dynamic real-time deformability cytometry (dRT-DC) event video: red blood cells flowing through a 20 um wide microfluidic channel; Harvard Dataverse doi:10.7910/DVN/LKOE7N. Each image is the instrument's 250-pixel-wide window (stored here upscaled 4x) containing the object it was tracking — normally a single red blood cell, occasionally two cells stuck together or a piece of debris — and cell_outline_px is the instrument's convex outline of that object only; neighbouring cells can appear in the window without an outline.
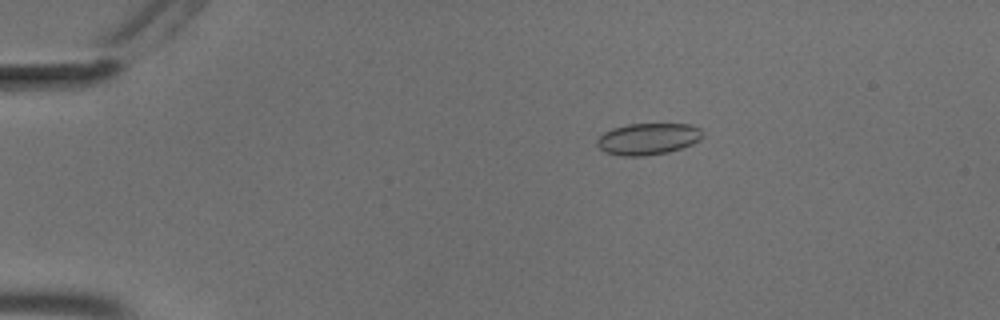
{"species": "common noctule bat (a hibernating species)", "species_latin": "Nyctalus noctula", "temperature_condition": "cold", "stored_images_in_passage": 50, "camera_frame_rate_fps": 3000, "um_per_image_px": 0.085, "animal": {"sex": "male", "body_mass_g": 18.8}, "frame": {"image": 1, "passage_image": 5, "time_ms": 1.333, "image_size_px": [1000, 320], "cell_outline_px": [[704, 136], [700, 140], [692, 144], [668, 152], [644, 156], [624, 156], [604, 152], [596, 144], [596, 140], [604, 132], [612, 128], [628, 124], [692, 124], [700, 128], [704, 132]], "centroid_in_image_um": [55.1, 11.8], "position_along_channel_um": 29.9, "area_um2": 19.59}}
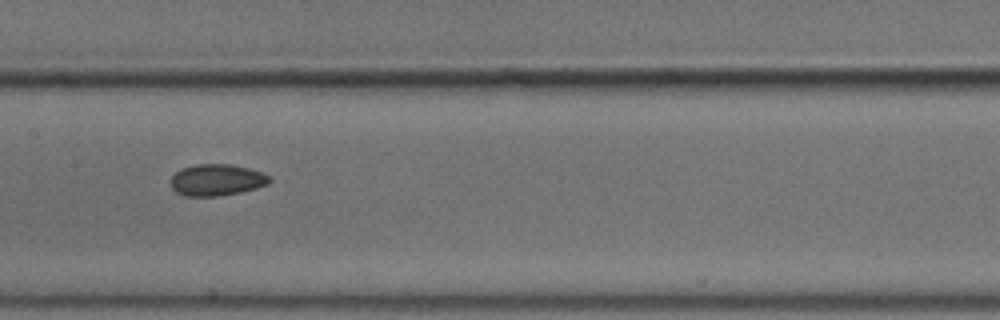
{"frame": {"image": 2, "passage_image": 23, "time_ms": 7.333, "image_size_px": [1000, 320], "cell_outline_px": [[272, 180], [268, 184], [256, 188], [240, 192], [220, 196], [184, 196], [176, 192], [172, 188], [172, 176], [176, 172], [184, 168], [196, 164], [232, 164], [248, 168], [260, 172], [268, 176]], "centroid_in_image_um": [18.43, 15.3], "position_along_channel_um": 189.0, "area_um2": 18.03}}
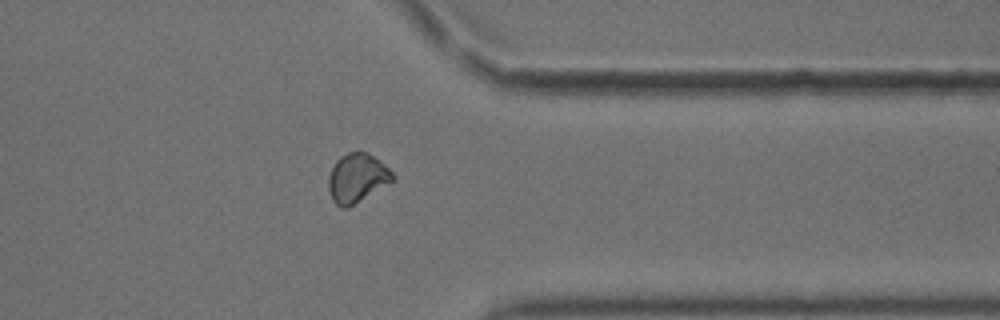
{"frame": {"image": 3, "passage_image": 39, "time_ms": 12.667, "image_size_px": [1000, 320], "cell_outline_px": [[396, 180], [348, 208], [344, 208], [336, 204], [332, 200], [328, 188], [328, 176], [336, 160], [340, 156], [348, 152], [368, 152], [380, 160], [396, 176]], "centroid_in_image_um": [30.37, 15.13], "position_along_channel_um": 381.0, "area_um2": 18.55}, "authors_computed_cell_mechanics": {"area_um2": 18.0625, "velocity_mm_per_s": 3.6908, "shape_relaxation_time_tau1_ms": 7.7983, "shape_relaxation_time_tau2_ms": 3.0911, "deformation_change_tau1": 0.0845, "deformation_change_tau2": 0.0713}}